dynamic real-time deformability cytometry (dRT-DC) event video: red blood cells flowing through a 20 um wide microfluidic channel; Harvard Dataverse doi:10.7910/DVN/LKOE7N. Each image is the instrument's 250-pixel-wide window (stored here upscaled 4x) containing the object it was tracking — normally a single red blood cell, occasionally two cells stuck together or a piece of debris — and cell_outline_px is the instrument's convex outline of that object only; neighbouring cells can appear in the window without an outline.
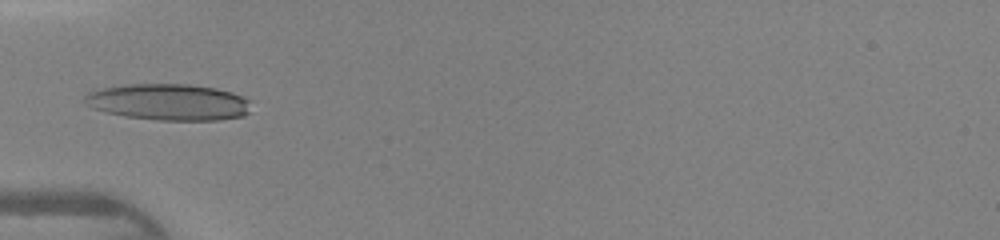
{"species": "human", "species_latin": "Homo sapiens", "temperature_condition": "warm", "stored_images_in_passage": 17, "camera_frame_rate_fps": 3000, "um_per_image_px": 0.085, "donor": {"sex": "female"}, "frame": {"image": 1, "passage_image": 1, "time_ms": 0.0, "image_size_px": [1000, 240], "cell_outline_px": [[252, 100], [248, 112], [244, 116], [220, 120], [156, 120], [124, 116], [92, 108], [84, 104], [84, 96], [88, 92], [104, 88], [128, 84], [188, 84], [216, 88], [232, 92]], "centroid_in_image_um": [14.36, 8.68], "position_along_channel_um": 70.6, "area_um2": 35.49}}
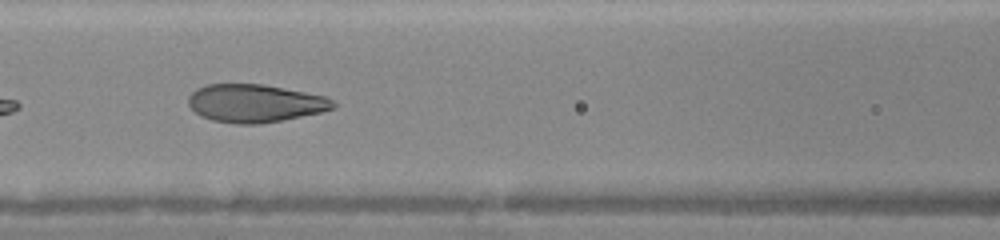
{"frame": {"image": 2, "passage_image": 6, "time_ms": 1.667, "image_size_px": [1000, 240], "cell_outline_px": [[336, 104], [332, 108], [320, 112], [260, 124], [236, 124], [212, 120], [200, 116], [188, 104], [188, 96], [196, 88], [208, 84], [260, 84], [284, 88], [328, 96]], "centroid_in_image_um": [21.65, 8.77], "position_along_channel_um": 145.0, "area_um2": 31.91}}
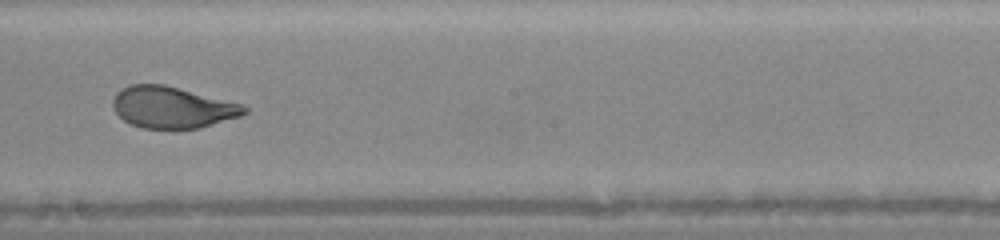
{"frame": {"image": 3, "passage_image": 12, "time_ms": 3.667, "image_size_px": [1000, 240], "cell_outline_px": [[248, 112], [240, 116], [200, 128], [144, 128], [132, 124], [124, 120], [116, 112], [112, 104], [112, 100], [116, 92], [132, 84], [164, 84], [240, 104], [248, 108]], "centroid_in_image_um": [14.63, 9.12], "position_along_channel_um": 233.6, "area_um2": 31.33}}